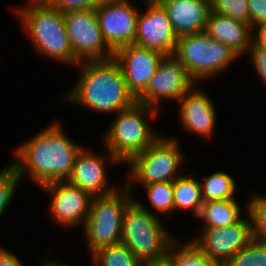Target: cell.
Instances as JSON below:
<instances>
[{"mask_svg":"<svg viewBox=\"0 0 266 266\" xmlns=\"http://www.w3.org/2000/svg\"><path fill=\"white\" fill-rule=\"evenodd\" d=\"M82 148L68 138L59 122H55L19 145L14 152L17 158L11 164L20 179L29 173L32 181L42 187L56 181H67Z\"/></svg>","mask_w":266,"mask_h":266,"instance_id":"obj_1","label":"cell"},{"mask_svg":"<svg viewBox=\"0 0 266 266\" xmlns=\"http://www.w3.org/2000/svg\"><path fill=\"white\" fill-rule=\"evenodd\" d=\"M77 66L80 68L79 79L63 100L104 114L118 113L137 102L114 59L82 61Z\"/></svg>","mask_w":266,"mask_h":266,"instance_id":"obj_2","label":"cell"},{"mask_svg":"<svg viewBox=\"0 0 266 266\" xmlns=\"http://www.w3.org/2000/svg\"><path fill=\"white\" fill-rule=\"evenodd\" d=\"M15 13L30 35L36 52L63 64L78 65L67 35L63 12L45 0H30L28 5L19 9L16 7Z\"/></svg>","mask_w":266,"mask_h":266,"instance_id":"obj_3","label":"cell"},{"mask_svg":"<svg viewBox=\"0 0 266 266\" xmlns=\"http://www.w3.org/2000/svg\"><path fill=\"white\" fill-rule=\"evenodd\" d=\"M134 201L125 210L122 219L121 243L142 263L163 262L170 243L171 233L163 227L154 211Z\"/></svg>","mask_w":266,"mask_h":266,"instance_id":"obj_4","label":"cell"},{"mask_svg":"<svg viewBox=\"0 0 266 266\" xmlns=\"http://www.w3.org/2000/svg\"><path fill=\"white\" fill-rule=\"evenodd\" d=\"M158 109L136 102L119 111L105 134L104 142L112 164L128 163L135 155L152 145L160 136L154 133L145 119L156 118Z\"/></svg>","mask_w":266,"mask_h":266,"instance_id":"obj_5","label":"cell"},{"mask_svg":"<svg viewBox=\"0 0 266 266\" xmlns=\"http://www.w3.org/2000/svg\"><path fill=\"white\" fill-rule=\"evenodd\" d=\"M122 189L118 188L110 195L92 197L83 226L90 254L101 247L121 243L123 215L135 199L127 186Z\"/></svg>","mask_w":266,"mask_h":266,"instance_id":"obj_6","label":"cell"},{"mask_svg":"<svg viewBox=\"0 0 266 266\" xmlns=\"http://www.w3.org/2000/svg\"><path fill=\"white\" fill-rule=\"evenodd\" d=\"M197 82L218 75L239 57L224 43L204 31L178 37L173 54Z\"/></svg>","mask_w":266,"mask_h":266,"instance_id":"obj_7","label":"cell"},{"mask_svg":"<svg viewBox=\"0 0 266 266\" xmlns=\"http://www.w3.org/2000/svg\"><path fill=\"white\" fill-rule=\"evenodd\" d=\"M175 137L165 139L160 136L152 145L135 155L129 162V179L125 184L130 190L135 183L148 185L160 182H173L182 164L183 154Z\"/></svg>","mask_w":266,"mask_h":266,"instance_id":"obj_8","label":"cell"},{"mask_svg":"<svg viewBox=\"0 0 266 266\" xmlns=\"http://www.w3.org/2000/svg\"><path fill=\"white\" fill-rule=\"evenodd\" d=\"M63 14L69 42L78 63L113 59L114 52L104 41L94 9L70 10Z\"/></svg>","mask_w":266,"mask_h":266,"instance_id":"obj_9","label":"cell"},{"mask_svg":"<svg viewBox=\"0 0 266 266\" xmlns=\"http://www.w3.org/2000/svg\"><path fill=\"white\" fill-rule=\"evenodd\" d=\"M194 84L195 81L174 55L164 56L146 89L136 100L138 103L158 109L164 99L179 101Z\"/></svg>","mask_w":266,"mask_h":266,"instance_id":"obj_10","label":"cell"},{"mask_svg":"<svg viewBox=\"0 0 266 266\" xmlns=\"http://www.w3.org/2000/svg\"><path fill=\"white\" fill-rule=\"evenodd\" d=\"M136 8L128 0H109L94 9L104 41L113 52L135 44L139 15Z\"/></svg>","mask_w":266,"mask_h":266,"instance_id":"obj_11","label":"cell"},{"mask_svg":"<svg viewBox=\"0 0 266 266\" xmlns=\"http://www.w3.org/2000/svg\"><path fill=\"white\" fill-rule=\"evenodd\" d=\"M241 218L237 223L217 228H203L192 241L219 266H224L252 240V220Z\"/></svg>","mask_w":266,"mask_h":266,"instance_id":"obj_12","label":"cell"},{"mask_svg":"<svg viewBox=\"0 0 266 266\" xmlns=\"http://www.w3.org/2000/svg\"><path fill=\"white\" fill-rule=\"evenodd\" d=\"M146 11L138 15L135 44L173 55L178 36L167 16L166 10L157 0H143Z\"/></svg>","mask_w":266,"mask_h":266,"instance_id":"obj_13","label":"cell"},{"mask_svg":"<svg viewBox=\"0 0 266 266\" xmlns=\"http://www.w3.org/2000/svg\"><path fill=\"white\" fill-rule=\"evenodd\" d=\"M51 193L49 213L54 223L72 228L84 226L90 211L92 196L67 181H56L42 186Z\"/></svg>","mask_w":266,"mask_h":266,"instance_id":"obj_14","label":"cell"},{"mask_svg":"<svg viewBox=\"0 0 266 266\" xmlns=\"http://www.w3.org/2000/svg\"><path fill=\"white\" fill-rule=\"evenodd\" d=\"M164 56L159 51L130 44L117 49L113 59L120 65L129 91L137 98L146 89Z\"/></svg>","mask_w":266,"mask_h":266,"instance_id":"obj_15","label":"cell"},{"mask_svg":"<svg viewBox=\"0 0 266 266\" xmlns=\"http://www.w3.org/2000/svg\"><path fill=\"white\" fill-rule=\"evenodd\" d=\"M90 151L83 147L78 153L67 182L88 192L92 197L114 193L117 190L116 186L107 185V157L102 153Z\"/></svg>","mask_w":266,"mask_h":266,"instance_id":"obj_16","label":"cell"},{"mask_svg":"<svg viewBox=\"0 0 266 266\" xmlns=\"http://www.w3.org/2000/svg\"><path fill=\"white\" fill-rule=\"evenodd\" d=\"M193 86L179 100V119L188 132L210 138L216 125V108L209 95Z\"/></svg>","mask_w":266,"mask_h":266,"instance_id":"obj_17","label":"cell"},{"mask_svg":"<svg viewBox=\"0 0 266 266\" xmlns=\"http://www.w3.org/2000/svg\"><path fill=\"white\" fill-rule=\"evenodd\" d=\"M178 37L205 31L211 11L210 0H157Z\"/></svg>","mask_w":266,"mask_h":266,"instance_id":"obj_18","label":"cell"},{"mask_svg":"<svg viewBox=\"0 0 266 266\" xmlns=\"http://www.w3.org/2000/svg\"><path fill=\"white\" fill-rule=\"evenodd\" d=\"M253 31L248 24L210 11L204 32L213 40L229 46L240 58L252 44Z\"/></svg>","mask_w":266,"mask_h":266,"instance_id":"obj_19","label":"cell"},{"mask_svg":"<svg viewBox=\"0 0 266 266\" xmlns=\"http://www.w3.org/2000/svg\"><path fill=\"white\" fill-rule=\"evenodd\" d=\"M241 209L235 199L206 201L202 203L198 219L203 220L202 228L225 227L241 219Z\"/></svg>","mask_w":266,"mask_h":266,"instance_id":"obj_20","label":"cell"},{"mask_svg":"<svg viewBox=\"0 0 266 266\" xmlns=\"http://www.w3.org/2000/svg\"><path fill=\"white\" fill-rule=\"evenodd\" d=\"M186 242L174 239L170 243L164 260L168 266H219L192 239Z\"/></svg>","mask_w":266,"mask_h":266,"instance_id":"obj_21","label":"cell"},{"mask_svg":"<svg viewBox=\"0 0 266 266\" xmlns=\"http://www.w3.org/2000/svg\"><path fill=\"white\" fill-rule=\"evenodd\" d=\"M200 183L198 179L183 174L173 181L174 211L191 208L194 216L199 215L204 202Z\"/></svg>","mask_w":266,"mask_h":266,"instance_id":"obj_22","label":"cell"},{"mask_svg":"<svg viewBox=\"0 0 266 266\" xmlns=\"http://www.w3.org/2000/svg\"><path fill=\"white\" fill-rule=\"evenodd\" d=\"M200 184L204 202L234 199L235 179L226 172H213Z\"/></svg>","mask_w":266,"mask_h":266,"instance_id":"obj_23","label":"cell"},{"mask_svg":"<svg viewBox=\"0 0 266 266\" xmlns=\"http://www.w3.org/2000/svg\"><path fill=\"white\" fill-rule=\"evenodd\" d=\"M95 266H142L136 256L122 243L104 246L91 254Z\"/></svg>","mask_w":266,"mask_h":266,"instance_id":"obj_24","label":"cell"},{"mask_svg":"<svg viewBox=\"0 0 266 266\" xmlns=\"http://www.w3.org/2000/svg\"><path fill=\"white\" fill-rule=\"evenodd\" d=\"M147 190L148 200L157 216V213H169L174 210L173 182H160L141 185Z\"/></svg>","mask_w":266,"mask_h":266,"instance_id":"obj_25","label":"cell"},{"mask_svg":"<svg viewBox=\"0 0 266 266\" xmlns=\"http://www.w3.org/2000/svg\"><path fill=\"white\" fill-rule=\"evenodd\" d=\"M224 266H266V243L252 239Z\"/></svg>","mask_w":266,"mask_h":266,"instance_id":"obj_26","label":"cell"},{"mask_svg":"<svg viewBox=\"0 0 266 266\" xmlns=\"http://www.w3.org/2000/svg\"><path fill=\"white\" fill-rule=\"evenodd\" d=\"M246 209L252 220V239L266 243V195H252Z\"/></svg>","mask_w":266,"mask_h":266,"instance_id":"obj_27","label":"cell"},{"mask_svg":"<svg viewBox=\"0 0 266 266\" xmlns=\"http://www.w3.org/2000/svg\"><path fill=\"white\" fill-rule=\"evenodd\" d=\"M211 11L250 25L248 0H210Z\"/></svg>","mask_w":266,"mask_h":266,"instance_id":"obj_28","label":"cell"},{"mask_svg":"<svg viewBox=\"0 0 266 266\" xmlns=\"http://www.w3.org/2000/svg\"><path fill=\"white\" fill-rule=\"evenodd\" d=\"M19 182L21 179L12 164L0 170V216L9 207Z\"/></svg>","mask_w":266,"mask_h":266,"instance_id":"obj_29","label":"cell"},{"mask_svg":"<svg viewBox=\"0 0 266 266\" xmlns=\"http://www.w3.org/2000/svg\"><path fill=\"white\" fill-rule=\"evenodd\" d=\"M52 7L65 13L70 10L95 9L96 0H45Z\"/></svg>","mask_w":266,"mask_h":266,"instance_id":"obj_30","label":"cell"},{"mask_svg":"<svg viewBox=\"0 0 266 266\" xmlns=\"http://www.w3.org/2000/svg\"><path fill=\"white\" fill-rule=\"evenodd\" d=\"M248 52L251 61L253 62V68H255L258 76H260L264 84H266V49L259 47L252 42Z\"/></svg>","mask_w":266,"mask_h":266,"instance_id":"obj_31","label":"cell"},{"mask_svg":"<svg viewBox=\"0 0 266 266\" xmlns=\"http://www.w3.org/2000/svg\"><path fill=\"white\" fill-rule=\"evenodd\" d=\"M250 12V26H255L266 22V0H248Z\"/></svg>","mask_w":266,"mask_h":266,"instance_id":"obj_32","label":"cell"},{"mask_svg":"<svg viewBox=\"0 0 266 266\" xmlns=\"http://www.w3.org/2000/svg\"><path fill=\"white\" fill-rule=\"evenodd\" d=\"M0 266H24L20 259L9 252L8 249L0 248Z\"/></svg>","mask_w":266,"mask_h":266,"instance_id":"obj_33","label":"cell"},{"mask_svg":"<svg viewBox=\"0 0 266 266\" xmlns=\"http://www.w3.org/2000/svg\"><path fill=\"white\" fill-rule=\"evenodd\" d=\"M258 29L253 35L252 42L259 47L266 49V22L261 23L254 27Z\"/></svg>","mask_w":266,"mask_h":266,"instance_id":"obj_34","label":"cell"},{"mask_svg":"<svg viewBox=\"0 0 266 266\" xmlns=\"http://www.w3.org/2000/svg\"><path fill=\"white\" fill-rule=\"evenodd\" d=\"M43 266H69V265H67V264H61V263H58V262H56L55 260H49V261H42V263H41Z\"/></svg>","mask_w":266,"mask_h":266,"instance_id":"obj_35","label":"cell"},{"mask_svg":"<svg viewBox=\"0 0 266 266\" xmlns=\"http://www.w3.org/2000/svg\"><path fill=\"white\" fill-rule=\"evenodd\" d=\"M142 266H168L165 261L163 262H155V263H144Z\"/></svg>","mask_w":266,"mask_h":266,"instance_id":"obj_36","label":"cell"},{"mask_svg":"<svg viewBox=\"0 0 266 266\" xmlns=\"http://www.w3.org/2000/svg\"><path fill=\"white\" fill-rule=\"evenodd\" d=\"M98 3H104V2H107L109 0H96Z\"/></svg>","mask_w":266,"mask_h":266,"instance_id":"obj_37","label":"cell"}]
</instances>
